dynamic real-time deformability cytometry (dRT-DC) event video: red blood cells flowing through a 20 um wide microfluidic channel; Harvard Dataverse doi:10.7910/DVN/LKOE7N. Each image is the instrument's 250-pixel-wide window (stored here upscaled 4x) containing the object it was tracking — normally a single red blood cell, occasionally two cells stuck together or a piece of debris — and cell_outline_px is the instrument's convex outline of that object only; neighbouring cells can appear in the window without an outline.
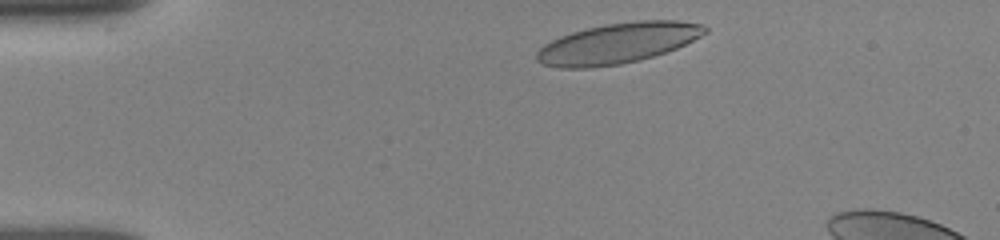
{"species": "human", "species_latin": "Homo sapiens", "temperature_condition": "room temperature", "stored_images_in_passage": 14, "camera_frame_rate_fps": 3000, "um_per_image_px": 0.085, "donor": {"sex": "female"}, "frame": {"image": 1, "passage_image": 1, "time_ms": 0.0, "image_size_px": [1000, 240], "cell_outline_px": [[708, 32], [676, 48], [640, 60], [620, 64], [592, 68], [560, 68], [540, 64], [536, 60], [536, 52], [544, 44], [560, 36], [572, 32], [604, 24], [640, 20], [676, 20], [704, 24], [708, 28]], "centroid_in_image_um": [52.49, 3.67], "position_along_channel_um": 32.5, "area_um2": 39.71}}
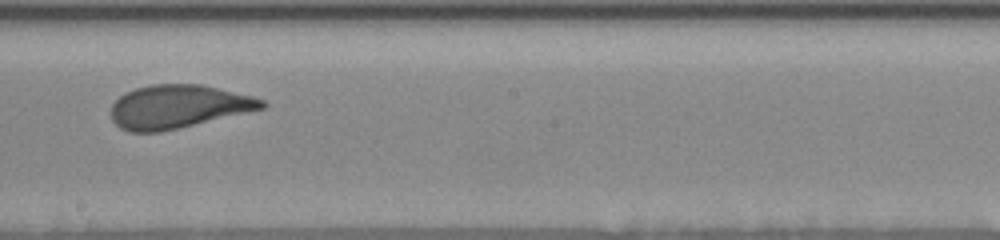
{"frame": {"image": 2, "passage_image": 8, "time_ms": 6.667, "image_size_px": [1000, 240], "cell_outline_px": [[268, 104], [264, 108], [160, 132], [128, 132], [120, 128], [112, 120], [112, 104], [124, 92], [136, 88], [152, 84], [200, 84], [252, 96], [264, 100]], "centroid_in_image_um": [15.11, 9.06], "position_along_channel_um": 233.1, "area_um2": 37.8}}
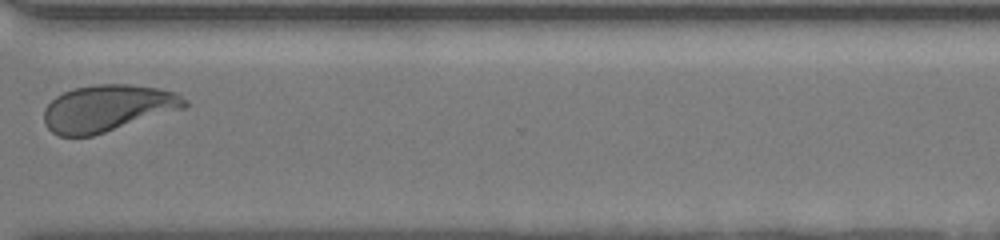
{"frame": {"image": 3, "passage_image": 11, "time_ms": 10.0, "image_size_px": [1000, 240], "cell_outline_px": [[188, 104], [184, 108], [92, 136], [60, 136], [52, 132], [44, 124], [44, 108], [56, 96], [64, 92], [76, 88], [96, 84], [132, 84], [160, 88], [176, 92], [188, 100]], "centroid_in_image_um": [9.15, 9.19], "position_along_channel_um": 361.4, "area_um2": 38.26}}